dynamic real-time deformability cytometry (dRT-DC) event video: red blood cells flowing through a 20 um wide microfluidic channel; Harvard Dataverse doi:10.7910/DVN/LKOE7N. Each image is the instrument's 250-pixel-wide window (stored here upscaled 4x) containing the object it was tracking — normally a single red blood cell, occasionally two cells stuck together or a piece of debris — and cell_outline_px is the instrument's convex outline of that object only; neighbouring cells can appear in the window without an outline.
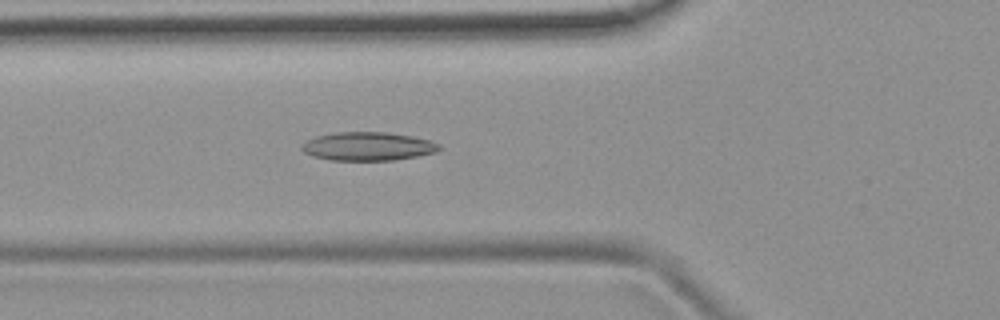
{"species": "common noctule bat (a hibernating species)", "species_latin": "Nyctalus noctula", "temperature_condition": "room temperature", "stored_images_in_passage": 52, "camera_frame_rate_fps": 3000, "um_per_image_px": 0.085, "animal": {"sex": "female", "body_mass_g": 19.9}, "frame": {"image": 1, "passage_image": 19, "time_ms": 6.0, "image_size_px": [1000, 320], "cell_outline_px": [[440, 148], [436, 152], [416, 156], [392, 160], [328, 160], [312, 156], [304, 152], [300, 148], [300, 144], [316, 136], [336, 132], [388, 132], [412, 136], [428, 140], [440, 144]], "centroid_in_image_um": [31.23, 12.43], "position_along_channel_um": 94.6, "area_um2": 22.83}}
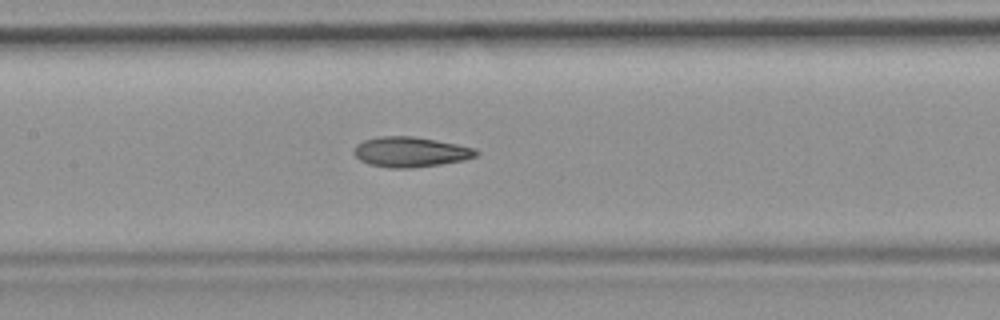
{"frame": {"image": 2, "passage_image": 25, "time_ms": 8.0, "image_size_px": [1000, 320], "cell_outline_px": [[480, 152], [476, 156], [464, 160], [440, 164], [408, 168], [388, 168], [368, 164], [360, 160], [352, 152], [356, 144], [364, 140], [376, 136], [412, 136], [436, 140], [476, 148]], "centroid_in_image_um": [34.87, 12.91], "position_along_channel_um": 172.5, "area_um2": 21.56}}
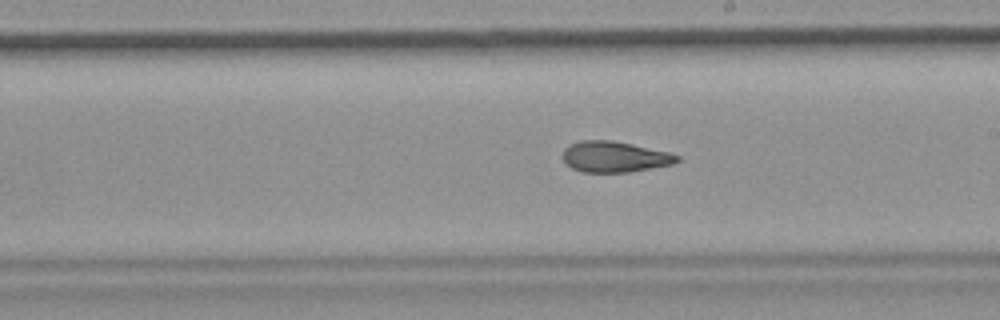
{"frame": {"image": 3, "passage_image": 30, "time_ms": 9.667, "image_size_px": [1000, 320], "cell_outline_px": [[680, 160], [672, 164], [628, 172], [584, 172], [572, 168], [564, 164], [560, 156], [564, 148], [568, 144], [580, 140], [612, 140], [632, 144], [668, 152], [680, 156]], "centroid_in_image_um": [52.16, 13.32], "position_along_channel_um": 236.8, "area_um2": 20.75}, "authors_computed_cell_mechanics": {"area_um2": 21.7617, "velocity_mm_per_s": 3.878, "shape_relaxation_time_tau1_ms": null, "shape_relaxation_time_tau2_ms": 3.4793, "deformation_change_tau1": null, "deformation_change_tau2": 0.1143}}